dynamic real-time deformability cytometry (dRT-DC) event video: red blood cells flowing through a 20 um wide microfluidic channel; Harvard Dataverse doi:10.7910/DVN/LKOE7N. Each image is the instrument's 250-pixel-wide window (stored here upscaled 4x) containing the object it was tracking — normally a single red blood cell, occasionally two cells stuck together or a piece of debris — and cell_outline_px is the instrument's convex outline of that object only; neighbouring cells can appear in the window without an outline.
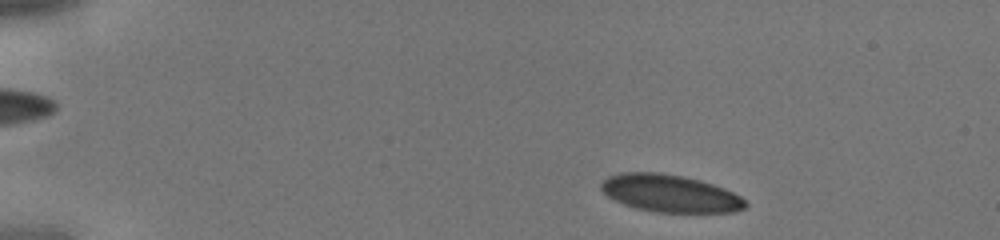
{"species": "human", "species_latin": "Homo sapiens", "temperature_condition": "cold", "stored_images_in_passage": 10, "camera_frame_rate_fps": 3000, "um_per_image_px": 0.085, "donor": {"sex": "male"}, "frame": {"image": 1, "passage_image": 2, "time_ms": 0.333, "image_size_px": [1000, 240], "cell_outline_px": [[748, 204], [744, 208], [736, 212], [656, 212], [636, 208], [624, 204], [608, 196], [600, 188], [600, 184], [608, 176], [620, 172], [660, 172], [684, 176], [700, 180], [724, 188], [740, 196]], "centroid_in_image_um": [56.95, 16.43], "position_along_channel_um": 28.1, "area_um2": 31.44}}
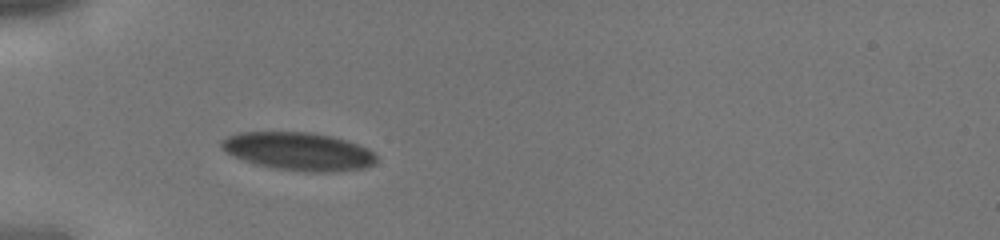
{"frame": {"image": 2, "passage_image": 7, "time_ms": 2.0, "image_size_px": [1000, 240], "cell_outline_px": [[376, 160], [372, 164], [364, 168], [328, 172], [304, 172], [276, 168], [256, 164], [244, 160], [220, 148], [220, 140], [236, 132], [312, 132], [332, 136], [348, 140], [368, 148], [376, 156]], "centroid_in_image_um": [25.37, 12.85], "position_along_channel_um": 59.6, "area_um2": 34.33}}
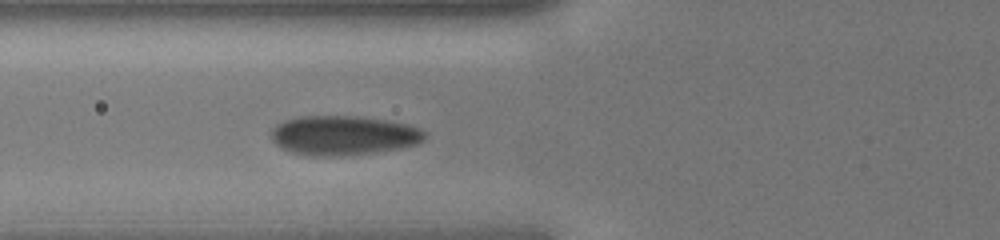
{"frame": {"image": 3, "passage_image": 10, "time_ms": 3.0, "image_size_px": [1000, 240], "cell_outline_px": [[424, 140], [420, 144], [400, 148], [372, 152], [332, 156], [308, 156], [292, 152], [280, 148], [272, 140], [272, 128], [276, 124], [284, 120], [300, 116], [360, 116], [408, 124], [420, 128], [424, 132]], "centroid_in_image_um": [29.17, 11.5], "position_along_channel_um": 96.6, "area_um2": 35.32}}